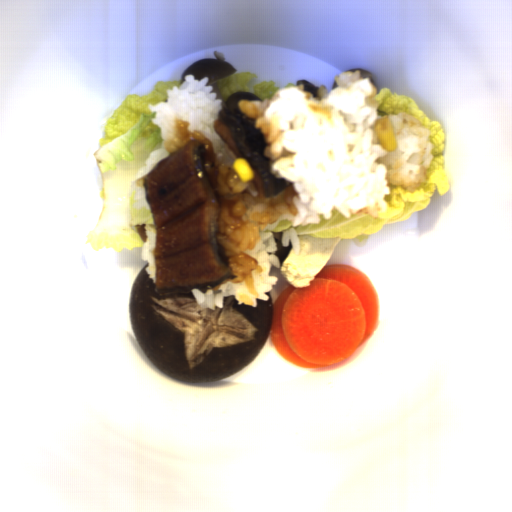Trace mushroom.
Wrapping results in <instances>:
<instances>
[{
    "instance_id": "1",
    "label": "mushroom",
    "mask_w": 512,
    "mask_h": 512,
    "mask_svg": "<svg viewBox=\"0 0 512 512\" xmlns=\"http://www.w3.org/2000/svg\"><path fill=\"white\" fill-rule=\"evenodd\" d=\"M145 265L130 291L128 311L140 348L153 365L184 383L221 381L241 372L258 355L274 319V302L256 297L253 308L223 297L224 307H199L190 294H156Z\"/></svg>"
}]
</instances>
